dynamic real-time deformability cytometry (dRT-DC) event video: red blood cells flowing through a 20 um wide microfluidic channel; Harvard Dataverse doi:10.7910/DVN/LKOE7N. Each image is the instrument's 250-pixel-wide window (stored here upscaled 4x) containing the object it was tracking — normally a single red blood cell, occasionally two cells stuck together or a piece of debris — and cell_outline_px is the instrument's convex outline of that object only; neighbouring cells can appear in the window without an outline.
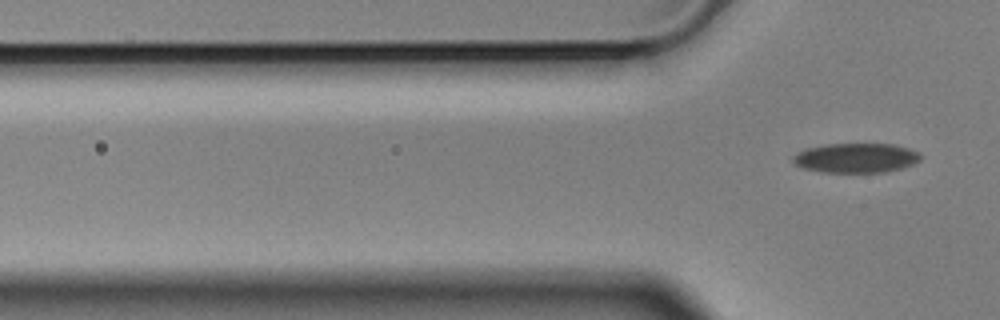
{"species": "Egyptian fruit bat (a non-hibernating species)", "species_latin": "Rousettus aegyptiacus", "temperature_condition": "cold", "stored_images_in_passage": 7, "segment_of_instrument_passage": [2, 2], "camera_frame_rate_fps": 3000, "um_per_image_px": 0.085, "animal": {"sex": "male"}, "frame": {"image": 1, "passage_image": 7, "time_ms": 2.0, "image_size_px": [1000, 320], "cell_outline_px": [[920, 160], [912, 164], [900, 168], [884, 172], [820, 172], [804, 168], [796, 164], [792, 160], [792, 156], [796, 152], [808, 148], [828, 144], [892, 144], [908, 148], [916, 152], [920, 156]], "centroid_in_image_um": [72.71, 13.42], "position_along_channel_um": 53.1, "area_um2": 21.73}}